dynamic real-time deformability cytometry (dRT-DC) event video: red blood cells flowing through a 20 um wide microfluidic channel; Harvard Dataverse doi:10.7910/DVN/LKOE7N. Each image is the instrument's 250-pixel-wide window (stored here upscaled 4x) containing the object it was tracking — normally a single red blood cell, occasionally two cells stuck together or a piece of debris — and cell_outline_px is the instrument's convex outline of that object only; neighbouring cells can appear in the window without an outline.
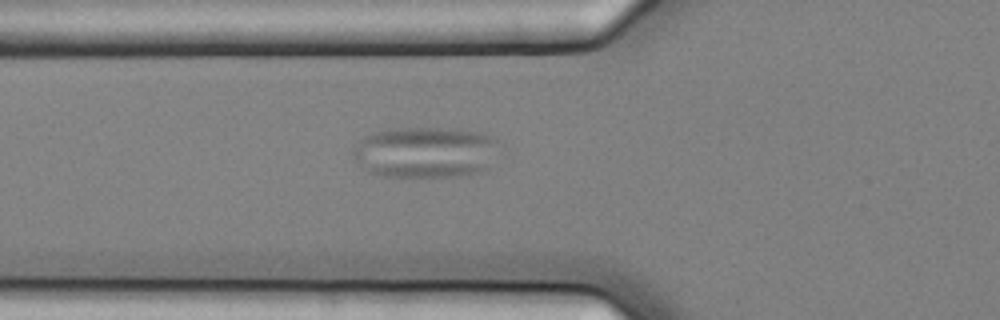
{"species": "common noctule bat (a hibernating species)", "species_latin": "Nyctalus noctula", "temperature_condition": "cold", "stored_images_in_passage": 2, "camera_frame_rate_fps": 3000, "um_per_image_px": 0.085, "animal": {"sex": "female", "body_mass_g": 25.1}, "frame": {"image": 1, "passage_image": 2, "time_ms": 0.333, "image_size_px": [1000, 320], "cell_outline_px": [[496, 140], [488, 168], [480, 172], [456, 176], [384, 176], [368, 172], [352, 156], [352, 148], [364, 136], [372, 132], [388, 128], [448, 128], [480, 132], [492, 136]], "centroid_in_image_um": [36.07, 12.92], "position_along_channel_um": 89.7, "area_um2": 43.29}}